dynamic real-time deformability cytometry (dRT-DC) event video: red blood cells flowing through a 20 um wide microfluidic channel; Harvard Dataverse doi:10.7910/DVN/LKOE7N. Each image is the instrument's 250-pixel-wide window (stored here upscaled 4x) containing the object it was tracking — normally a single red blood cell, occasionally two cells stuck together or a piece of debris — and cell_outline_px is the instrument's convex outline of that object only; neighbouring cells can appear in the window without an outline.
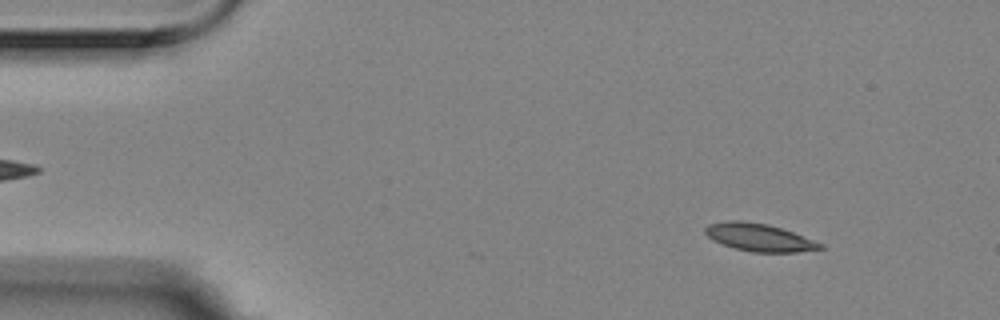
{"species": "Egyptian fruit bat (a non-hibernating species)", "species_latin": "Rousettus aegyptiacus", "temperature_condition": "room temperature", "stored_images_in_passage": 17, "camera_frame_rate_fps": 3000, "um_per_image_px": 0.085, "animal": {"sex": "female"}, "frame": {"image": 1, "passage_image": 6, "time_ms": 1.667, "image_size_px": [1000, 320], "cell_outline_px": [[824, 248], [796, 252], [752, 252], [736, 248], [712, 240], [704, 232], [704, 228], [708, 224], [728, 220], [740, 220], [768, 224], [792, 232], [824, 244]], "centroid_in_image_um": [64.51, 20.17], "position_along_channel_um": 20.5, "area_um2": 18.38}}
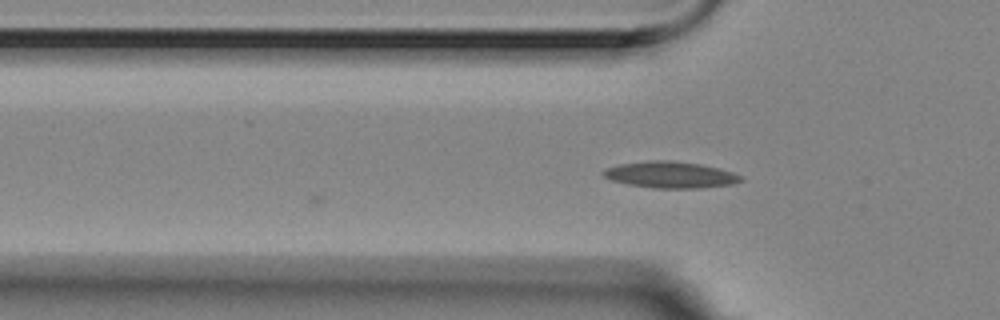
{"frame": {"image": 2, "passage_image": 17, "time_ms": 5.333, "image_size_px": [1000, 320], "cell_outline_px": [[744, 180], [732, 184], [700, 188], [652, 188], [628, 184], [612, 180], [604, 176], [600, 172], [608, 168], [620, 164], [648, 160], [672, 160], [700, 164], [720, 168], [732, 172], [740, 176]], "centroid_in_image_um": [56.99, 14.85], "position_along_channel_um": 68.8, "area_um2": 21.15}}